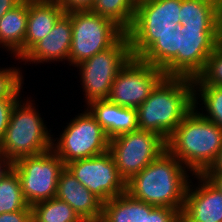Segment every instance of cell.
Here are the masks:
<instances>
[{
    "label": "cell",
    "mask_w": 222,
    "mask_h": 222,
    "mask_svg": "<svg viewBox=\"0 0 222 222\" xmlns=\"http://www.w3.org/2000/svg\"><path fill=\"white\" fill-rule=\"evenodd\" d=\"M198 78L205 85L222 86V45L215 47Z\"/></svg>",
    "instance_id": "83f0119b"
},
{
    "label": "cell",
    "mask_w": 222,
    "mask_h": 222,
    "mask_svg": "<svg viewBox=\"0 0 222 222\" xmlns=\"http://www.w3.org/2000/svg\"><path fill=\"white\" fill-rule=\"evenodd\" d=\"M136 130H138L137 108L122 107L118 105V113L115 123V137Z\"/></svg>",
    "instance_id": "f546056e"
},
{
    "label": "cell",
    "mask_w": 222,
    "mask_h": 222,
    "mask_svg": "<svg viewBox=\"0 0 222 222\" xmlns=\"http://www.w3.org/2000/svg\"><path fill=\"white\" fill-rule=\"evenodd\" d=\"M100 222H141V201L125 192L104 202Z\"/></svg>",
    "instance_id": "44dd1931"
},
{
    "label": "cell",
    "mask_w": 222,
    "mask_h": 222,
    "mask_svg": "<svg viewBox=\"0 0 222 222\" xmlns=\"http://www.w3.org/2000/svg\"><path fill=\"white\" fill-rule=\"evenodd\" d=\"M79 114L70 119L60 137L52 142V149L64 165L109 151L110 139L96 118L87 108Z\"/></svg>",
    "instance_id": "52a82bcc"
},
{
    "label": "cell",
    "mask_w": 222,
    "mask_h": 222,
    "mask_svg": "<svg viewBox=\"0 0 222 222\" xmlns=\"http://www.w3.org/2000/svg\"><path fill=\"white\" fill-rule=\"evenodd\" d=\"M13 169V162L4 156L0 159V181Z\"/></svg>",
    "instance_id": "e575fe53"
},
{
    "label": "cell",
    "mask_w": 222,
    "mask_h": 222,
    "mask_svg": "<svg viewBox=\"0 0 222 222\" xmlns=\"http://www.w3.org/2000/svg\"><path fill=\"white\" fill-rule=\"evenodd\" d=\"M55 1L63 6L65 12L72 10L90 9L93 4V0H55Z\"/></svg>",
    "instance_id": "d6a6232c"
},
{
    "label": "cell",
    "mask_w": 222,
    "mask_h": 222,
    "mask_svg": "<svg viewBox=\"0 0 222 222\" xmlns=\"http://www.w3.org/2000/svg\"><path fill=\"white\" fill-rule=\"evenodd\" d=\"M217 0H181L179 19L185 28L220 29Z\"/></svg>",
    "instance_id": "d6986e66"
},
{
    "label": "cell",
    "mask_w": 222,
    "mask_h": 222,
    "mask_svg": "<svg viewBox=\"0 0 222 222\" xmlns=\"http://www.w3.org/2000/svg\"><path fill=\"white\" fill-rule=\"evenodd\" d=\"M20 98L14 106L5 136L4 155L13 163L23 157L37 155L52 148V130L48 131L33 100ZM23 100V101H22Z\"/></svg>",
    "instance_id": "277c9868"
},
{
    "label": "cell",
    "mask_w": 222,
    "mask_h": 222,
    "mask_svg": "<svg viewBox=\"0 0 222 222\" xmlns=\"http://www.w3.org/2000/svg\"><path fill=\"white\" fill-rule=\"evenodd\" d=\"M168 150L127 182V193L145 203L182 211L192 175Z\"/></svg>",
    "instance_id": "7a4b0ae2"
},
{
    "label": "cell",
    "mask_w": 222,
    "mask_h": 222,
    "mask_svg": "<svg viewBox=\"0 0 222 222\" xmlns=\"http://www.w3.org/2000/svg\"><path fill=\"white\" fill-rule=\"evenodd\" d=\"M193 177L199 184L188 183L181 222H222V193L203 174Z\"/></svg>",
    "instance_id": "5bb4252c"
},
{
    "label": "cell",
    "mask_w": 222,
    "mask_h": 222,
    "mask_svg": "<svg viewBox=\"0 0 222 222\" xmlns=\"http://www.w3.org/2000/svg\"><path fill=\"white\" fill-rule=\"evenodd\" d=\"M72 21L65 12L55 23L51 32L41 41L36 43L20 60L31 64H45L47 62L68 63L70 47L72 42Z\"/></svg>",
    "instance_id": "9a60e30c"
},
{
    "label": "cell",
    "mask_w": 222,
    "mask_h": 222,
    "mask_svg": "<svg viewBox=\"0 0 222 222\" xmlns=\"http://www.w3.org/2000/svg\"><path fill=\"white\" fill-rule=\"evenodd\" d=\"M27 19L28 0H22L0 19V47L19 61L24 56Z\"/></svg>",
    "instance_id": "ac0fdd59"
},
{
    "label": "cell",
    "mask_w": 222,
    "mask_h": 222,
    "mask_svg": "<svg viewBox=\"0 0 222 222\" xmlns=\"http://www.w3.org/2000/svg\"><path fill=\"white\" fill-rule=\"evenodd\" d=\"M180 34L178 28L169 35L160 36L139 59L163 70L178 54Z\"/></svg>",
    "instance_id": "603a6c76"
},
{
    "label": "cell",
    "mask_w": 222,
    "mask_h": 222,
    "mask_svg": "<svg viewBox=\"0 0 222 222\" xmlns=\"http://www.w3.org/2000/svg\"><path fill=\"white\" fill-rule=\"evenodd\" d=\"M219 44L222 45V11L220 16Z\"/></svg>",
    "instance_id": "74e56055"
},
{
    "label": "cell",
    "mask_w": 222,
    "mask_h": 222,
    "mask_svg": "<svg viewBox=\"0 0 222 222\" xmlns=\"http://www.w3.org/2000/svg\"><path fill=\"white\" fill-rule=\"evenodd\" d=\"M72 21L70 66H76L112 47L125 32L112 20L89 9L66 12Z\"/></svg>",
    "instance_id": "8992f818"
},
{
    "label": "cell",
    "mask_w": 222,
    "mask_h": 222,
    "mask_svg": "<svg viewBox=\"0 0 222 222\" xmlns=\"http://www.w3.org/2000/svg\"><path fill=\"white\" fill-rule=\"evenodd\" d=\"M222 193V174H203Z\"/></svg>",
    "instance_id": "8d00e7d4"
},
{
    "label": "cell",
    "mask_w": 222,
    "mask_h": 222,
    "mask_svg": "<svg viewBox=\"0 0 222 222\" xmlns=\"http://www.w3.org/2000/svg\"><path fill=\"white\" fill-rule=\"evenodd\" d=\"M217 2H218L219 7H220V9H221V11H222V0H217Z\"/></svg>",
    "instance_id": "ab89813d"
},
{
    "label": "cell",
    "mask_w": 222,
    "mask_h": 222,
    "mask_svg": "<svg viewBox=\"0 0 222 222\" xmlns=\"http://www.w3.org/2000/svg\"><path fill=\"white\" fill-rule=\"evenodd\" d=\"M203 174H222V147L215 161Z\"/></svg>",
    "instance_id": "836d02e7"
},
{
    "label": "cell",
    "mask_w": 222,
    "mask_h": 222,
    "mask_svg": "<svg viewBox=\"0 0 222 222\" xmlns=\"http://www.w3.org/2000/svg\"><path fill=\"white\" fill-rule=\"evenodd\" d=\"M65 167L103 203L127 192V183L117 170L109 151L98 156L72 161Z\"/></svg>",
    "instance_id": "4fadbf2b"
},
{
    "label": "cell",
    "mask_w": 222,
    "mask_h": 222,
    "mask_svg": "<svg viewBox=\"0 0 222 222\" xmlns=\"http://www.w3.org/2000/svg\"><path fill=\"white\" fill-rule=\"evenodd\" d=\"M193 83L194 107H198L199 104V107L202 108H199V110H202V112H198L204 118L211 120L222 128V86L205 85L198 77L193 79Z\"/></svg>",
    "instance_id": "ffe728a7"
},
{
    "label": "cell",
    "mask_w": 222,
    "mask_h": 222,
    "mask_svg": "<svg viewBox=\"0 0 222 222\" xmlns=\"http://www.w3.org/2000/svg\"><path fill=\"white\" fill-rule=\"evenodd\" d=\"M193 108V80L165 76L137 108L138 129L152 131L167 141Z\"/></svg>",
    "instance_id": "6da1fadb"
},
{
    "label": "cell",
    "mask_w": 222,
    "mask_h": 222,
    "mask_svg": "<svg viewBox=\"0 0 222 222\" xmlns=\"http://www.w3.org/2000/svg\"><path fill=\"white\" fill-rule=\"evenodd\" d=\"M22 0H0V19L2 16L18 5Z\"/></svg>",
    "instance_id": "d590c367"
},
{
    "label": "cell",
    "mask_w": 222,
    "mask_h": 222,
    "mask_svg": "<svg viewBox=\"0 0 222 222\" xmlns=\"http://www.w3.org/2000/svg\"><path fill=\"white\" fill-rule=\"evenodd\" d=\"M3 147H2V141L0 140V159L4 157Z\"/></svg>",
    "instance_id": "f35d334b"
},
{
    "label": "cell",
    "mask_w": 222,
    "mask_h": 222,
    "mask_svg": "<svg viewBox=\"0 0 222 222\" xmlns=\"http://www.w3.org/2000/svg\"><path fill=\"white\" fill-rule=\"evenodd\" d=\"M181 0H144L136 4L129 37L131 55L139 58L160 36H166L181 25Z\"/></svg>",
    "instance_id": "5b68a950"
},
{
    "label": "cell",
    "mask_w": 222,
    "mask_h": 222,
    "mask_svg": "<svg viewBox=\"0 0 222 222\" xmlns=\"http://www.w3.org/2000/svg\"><path fill=\"white\" fill-rule=\"evenodd\" d=\"M167 150L166 140L146 130L124 133L110 139L109 152L126 183Z\"/></svg>",
    "instance_id": "30bf717a"
},
{
    "label": "cell",
    "mask_w": 222,
    "mask_h": 222,
    "mask_svg": "<svg viewBox=\"0 0 222 222\" xmlns=\"http://www.w3.org/2000/svg\"><path fill=\"white\" fill-rule=\"evenodd\" d=\"M131 57L129 37L125 33L109 49L75 66L80 71L86 105L94 100L108 99L114 79Z\"/></svg>",
    "instance_id": "ba28073f"
},
{
    "label": "cell",
    "mask_w": 222,
    "mask_h": 222,
    "mask_svg": "<svg viewBox=\"0 0 222 222\" xmlns=\"http://www.w3.org/2000/svg\"><path fill=\"white\" fill-rule=\"evenodd\" d=\"M90 113L96 118V121L102 126L107 137H115V123L118 113V105L108 99L94 100L86 105Z\"/></svg>",
    "instance_id": "484cf974"
},
{
    "label": "cell",
    "mask_w": 222,
    "mask_h": 222,
    "mask_svg": "<svg viewBox=\"0 0 222 222\" xmlns=\"http://www.w3.org/2000/svg\"><path fill=\"white\" fill-rule=\"evenodd\" d=\"M141 222H181V211L141 201Z\"/></svg>",
    "instance_id": "f1b7e54d"
},
{
    "label": "cell",
    "mask_w": 222,
    "mask_h": 222,
    "mask_svg": "<svg viewBox=\"0 0 222 222\" xmlns=\"http://www.w3.org/2000/svg\"><path fill=\"white\" fill-rule=\"evenodd\" d=\"M28 206L22 193L19 177L12 169L0 181V214L24 210Z\"/></svg>",
    "instance_id": "d4e9b609"
},
{
    "label": "cell",
    "mask_w": 222,
    "mask_h": 222,
    "mask_svg": "<svg viewBox=\"0 0 222 222\" xmlns=\"http://www.w3.org/2000/svg\"><path fill=\"white\" fill-rule=\"evenodd\" d=\"M135 9L133 0H93L89 10L112 20L126 33L133 23Z\"/></svg>",
    "instance_id": "7402d4cb"
},
{
    "label": "cell",
    "mask_w": 222,
    "mask_h": 222,
    "mask_svg": "<svg viewBox=\"0 0 222 222\" xmlns=\"http://www.w3.org/2000/svg\"><path fill=\"white\" fill-rule=\"evenodd\" d=\"M64 168L63 161L52 148L13 163L29 206L56 196L59 175Z\"/></svg>",
    "instance_id": "9c48e42d"
},
{
    "label": "cell",
    "mask_w": 222,
    "mask_h": 222,
    "mask_svg": "<svg viewBox=\"0 0 222 222\" xmlns=\"http://www.w3.org/2000/svg\"><path fill=\"white\" fill-rule=\"evenodd\" d=\"M198 108L184 117L166 141L167 150L192 174H203L222 147V128L204 118Z\"/></svg>",
    "instance_id": "3957f363"
},
{
    "label": "cell",
    "mask_w": 222,
    "mask_h": 222,
    "mask_svg": "<svg viewBox=\"0 0 222 222\" xmlns=\"http://www.w3.org/2000/svg\"><path fill=\"white\" fill-rule=\"evenodd\" d=\"M164 77L161 68L131 57L114 79L108 100L122 107L138 108Z\"/></svg>",
    "instance_id": "7c38bea8"
},
{
    "label": "cell",
    "mask_w": 222,
    "mask_h": 222,
    "mask_svg": "<svg viewBox=\"0 0 222 222\" xmlns=\"http://www.w3.org/2000/svg\"><path fill=\"white\" fill-rule=\"evenodd\" d=\"M179 51L163 69L167 77L197 78L204 70L208 57L219 44L220 29L185 28L180 25Z\"/></svg>",
    "instance_id": "8fae6325"
},
{
    "label": "cell",
    "mask_w": 222,
    "mask_h": 222,
    "mask_svg": "<svg viewBox=\"0 0 222 222\" xmlns=\"http://www.w3.org/2000/svg\"><path fill=\"white\" fill-rule=\"evenodd\" d=\"M64 13L63 6L55 0H28L24 55L51 32Z\"/></svg>",
    "instance_id": "e0dca14e"
},
{
    "label": "cell",
    "mask_w": 222,
    "mask_h": 222,
    "mask_svg": "<svg viewBox=\"0 0 222 222\" xmlns=\"http://www.w3.org/2000/svg\"><path fill=\"white\" fill-rule=\"evenodd\" d=\"M136 4L144 0H133Z\"/></svg>",
    "instance_id": "60d3db41"
},
{
    "label": "cell",
    "mask_w": 222,
    "mask_h": 222,
    "mask_svg": "<svg viewBox=\"0 0 222 222\" xmlns=\"http://www.w3.org/2000/svg\"><path fill=\"white\" fill-rule=\"evenodd\" d=\"M33 222H84L65 201L56 197L32 206Z\"/></svg>",
    "instance_id": "cb8c5ba5"
},
{
    "label": "cell",
    "mask_w": 222,
    "mask_h": 222,
    "mask_svg": "<svg viewBox=\"0 0 222 222\" xmlns=\"http://www.w3.org/2000/svg\"><path fill=\"white\" fill-rule=\"evenodd\" d=\"M0 222H33L32 206L24 210L1 213Z\"/></svg>",
    "instance_id": "1f68e13d"
},
{
    "label": "cell",
    "mask_w": 222,
    "mask_h": 222,
    "mask_svg": "<svg viewBox=\"0 0 222 222\" xmlns=\"http://www.w3.org/2000/svg\"><path fill=\"white\" fill-rule=\"evenodd\" d=\"M17 67H0V100L9 98H21L24 75L23 70Z\"/></svg>",
    "instance_id": "4316f807"
},
{
    "label": "cell",
    "mask_w": 222,
    "mask_h": 222,
    "mask_svg": "<svg viewBox=\"0 0 222 222\" xmlns=\"http://www.w3.org/2000/svg\"><path fill=\"white\" fill-rule=\"evenodd\" d=\"M56 198L67 202L84 222H100L103 202L65 167L58 179Z\"/></svg>",
    "instance_id": "2e32d148"
},
{
    "label": "cell",
    "mask_w": 222,
    "mask_h": 222,
    "mask_svg": "<svg viewBox=\"0 0 222 222\" xmlns=\"http://www.w3.org/2000/svg\"><path fill=\"white\" fill-rule=\"evenodd\" d=\"M20 98L0 100V140L2 141L8 127L12 110Z\"/></svg>",
    "instance_id": "4dcf8cb0"
}]
</instances>
